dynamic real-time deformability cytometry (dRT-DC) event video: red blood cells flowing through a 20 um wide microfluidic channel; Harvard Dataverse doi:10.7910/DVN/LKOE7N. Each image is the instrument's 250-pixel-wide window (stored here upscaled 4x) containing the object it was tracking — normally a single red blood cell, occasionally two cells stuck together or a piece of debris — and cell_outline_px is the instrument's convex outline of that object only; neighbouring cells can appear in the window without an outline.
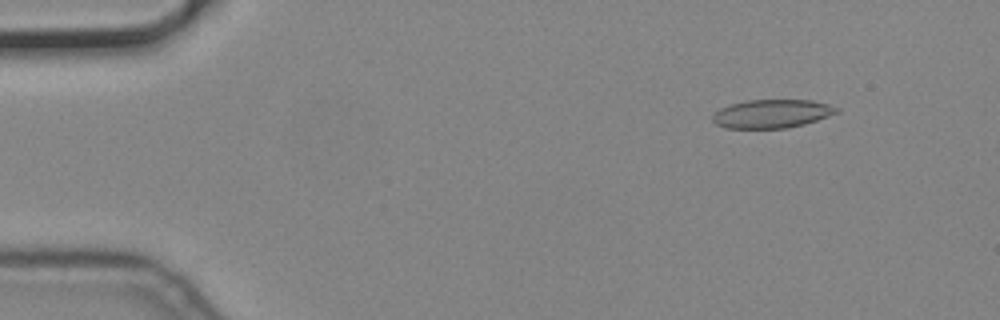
{"species": "common noctule bat (a hibernating species)", "species_latin": "Nyctalus noctula", "temperature_condition": "cold", "stored_images_in_passage": 16, "camera_frame_rate_fps": 3000, "um_per_image_px": 0.085, "animal": {"sex": "male", "body_mass_g": 19.2, "forearm_length_mm": 51.8}, "frame": {"image": 1, "passage_image": 6, "time_ms": 1.667, "image_size_px": [1000, 320], "cell_outline_px": [[840, 112], [804, 124], [788, 128], [724, 128], [716, 124], [712, 120], [712, 116], [720, 108], [728, 104], [748, 100], [812, 100], [828, 104], [840, 108]], "centroid_in_image_um": [65.61, 9.66], "position_along_channel_um": 19.4, "area_um2": 20.69}}